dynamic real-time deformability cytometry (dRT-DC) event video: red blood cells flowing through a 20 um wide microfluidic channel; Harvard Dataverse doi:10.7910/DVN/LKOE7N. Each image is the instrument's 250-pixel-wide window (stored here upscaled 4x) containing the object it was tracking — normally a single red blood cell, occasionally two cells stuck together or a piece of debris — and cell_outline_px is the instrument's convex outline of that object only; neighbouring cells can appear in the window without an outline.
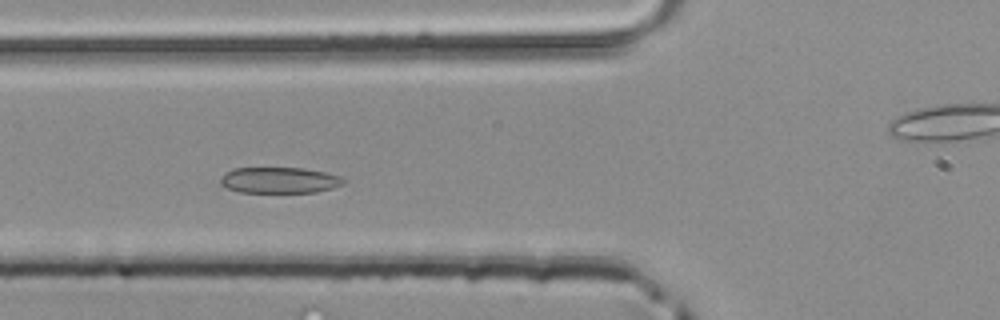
{"species": "common noctule bat (a hibernating species)", "species_latin": "Nyctalus noctula", "temperature_condition": "room temperature", "stored_images_in_passage": 42, "camera_frame_rate_fps": 3000, "um_per_image_px": 0.085, "animal": {"sex": "male", "body_mass_g": 20.4}, "frame": {"image": 1, "passage_image": 11, "time_ms": 3.333, "image_size_px": [1000, 320], "cell_outline_px": [[344, 184], [332, 188], [316, 192], [240, 192], [228, 188], [220, 184], [220, 176], [224, 172], [232, 168], [304, 168], [324, 172], [340, 176], [344, 180]], "centroid_in_image_um": [23.71, 15.31], "position_along_channel_um": 102.1, "area_um2": 18.67}}
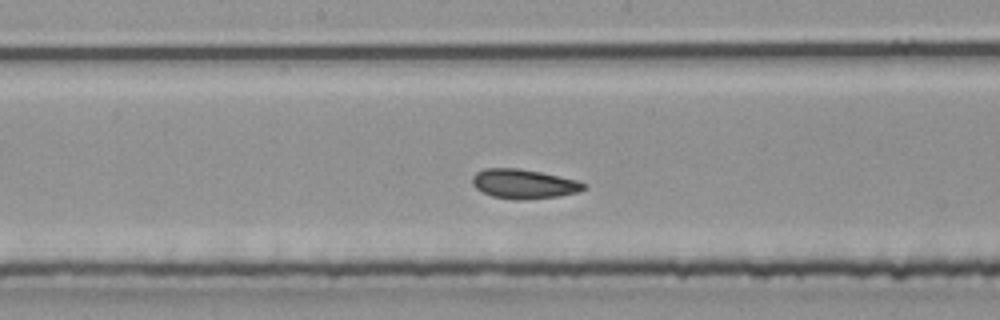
{"frame": {"image": 2, "passage_image": 18, "time_ms": 5.667, "image_size_px": [1000, 320], "cell_outline_px": [[588, 188], [576, 192], [556, 196], [520, 200], [492, 196], [476, 188], [472, 184], [472, 176], [476, 172], [484, 168], [520, 168], [540, 172], [576, 180], [588, 184]], "centroid_in_image_um": [44.51, 15.62], "position_along_channel_um": 203.7, "area_um2": 18.96}}
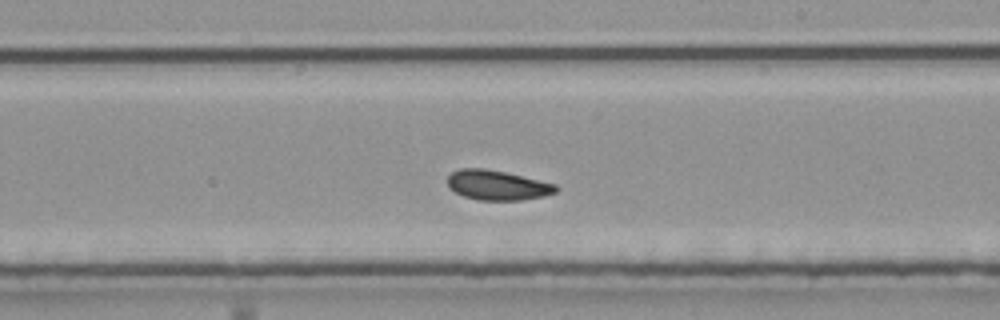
{"frame": {"image": 3, "passage_image": 21, "time_ms": 6.667, "image_size_px": [1000, 320], "cell_outline_px": [[560, 188], [556, 192], [544, 196], [520, 200], [476, 200], [464, 196], [456, 192], [448, 184], [448, 176], [452, 172], [460, 168], [484, 168], [504, 172], [556, 184]], "centroid_in_image_um": [42.29, 15.74], "position_along_channel_um": 246.7, "area_um2": 18.67}}